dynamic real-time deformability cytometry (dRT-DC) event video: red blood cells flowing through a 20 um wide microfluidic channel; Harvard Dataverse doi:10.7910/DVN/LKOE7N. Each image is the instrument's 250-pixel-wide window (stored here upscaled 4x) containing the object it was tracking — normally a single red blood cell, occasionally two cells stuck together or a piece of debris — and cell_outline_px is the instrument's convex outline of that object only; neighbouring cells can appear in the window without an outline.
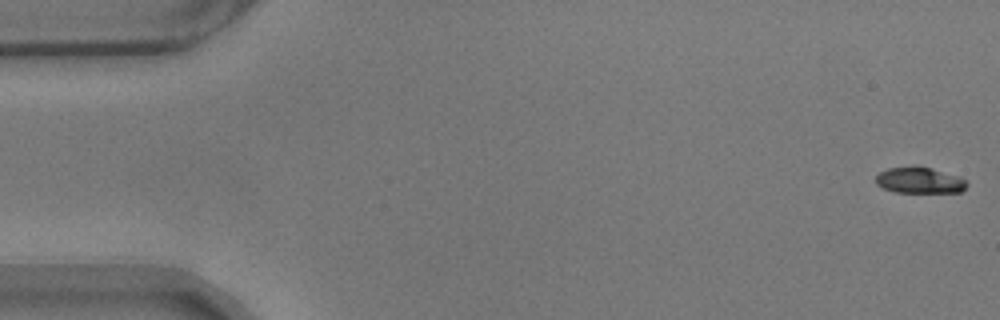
{"species": "common noctule bat (a hibernating species)", "species_latin": "Nyctalus noctula", "temperature_condition": "warm", "stored_images_in_passage": 57, "camera_frame_rate_fps": 3000, "um_per_image_px": 0.085, "animal": {"sex": "male", "body_mass_g": 17.9}, "frame": {"image": 1, "passage_image": 1, "time_ms": 0.0, "image_size_px": [1000, 320], "cell_outline_px": [[968, 184], [960, 192], [896, 192], [884, 188], [876, 184], [876, 176], [880, 172], [888, 168], [916, 164], [932, 168], [960, 176]], "centroid_in_image_um": [78.15, 15.29], "position_along_channel_um": 6.8, "area_um2": 14.05}}
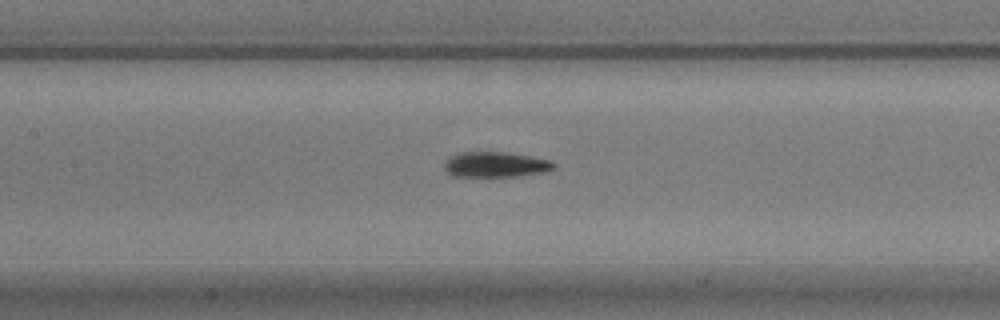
{"frame": {"image": 2, "passage_image": 26, "time_ms": 8.333, "image_size_px": [1000, 320], "cell_outline_px": [[556, 168], [544, 172], [516, 176], [452, 176], [444, 168], [444, 164], [452, 156], [460, 152], [508, 152], [552, 160], [556, 164]], "centroid_in_image_um": [42.18, 13.98], "position_along_channel_um": 165.2, "area_um2": 16.13}}
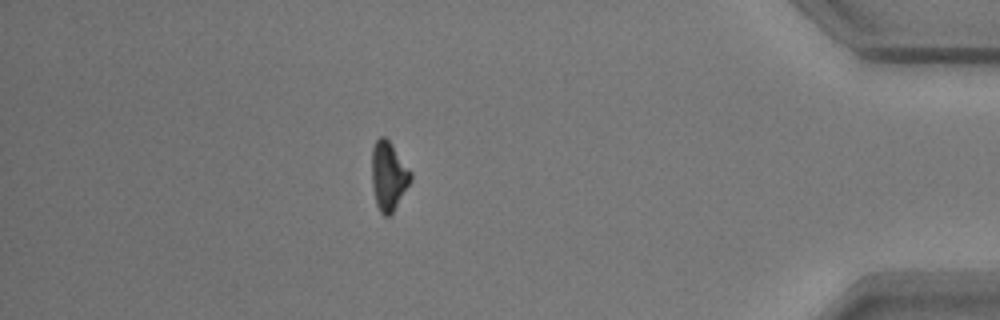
{"frame": {"image": 3, "passage_image": 50, "time_ms": 16.333, "image_size_px": [1000, 320], "cell_outline_px": [[412, 180], [392, 212], [388, 216], [384, 216], [380, 212], [376, 204], [372, 184], [372, 148], [376, 140], [380, 136], [384, 136], [392, 144], [412, 172]], "centroid_in_image_um": [33.03, 14.93], "position_along_channel_um": 402.2, "area_um2": 15.55}, "authors_computed_cell_mechanics": {"area_um2": 15.7216, "velocity_mm_per_s": 3.5272, "shape_relaxation_time_tau1_ms": 6.479, "shape_relaxation_time_tau2_ms": 3.7906, "deformation_change_tau1": 0.169, "deformation_change_tau2": 0.0904}}